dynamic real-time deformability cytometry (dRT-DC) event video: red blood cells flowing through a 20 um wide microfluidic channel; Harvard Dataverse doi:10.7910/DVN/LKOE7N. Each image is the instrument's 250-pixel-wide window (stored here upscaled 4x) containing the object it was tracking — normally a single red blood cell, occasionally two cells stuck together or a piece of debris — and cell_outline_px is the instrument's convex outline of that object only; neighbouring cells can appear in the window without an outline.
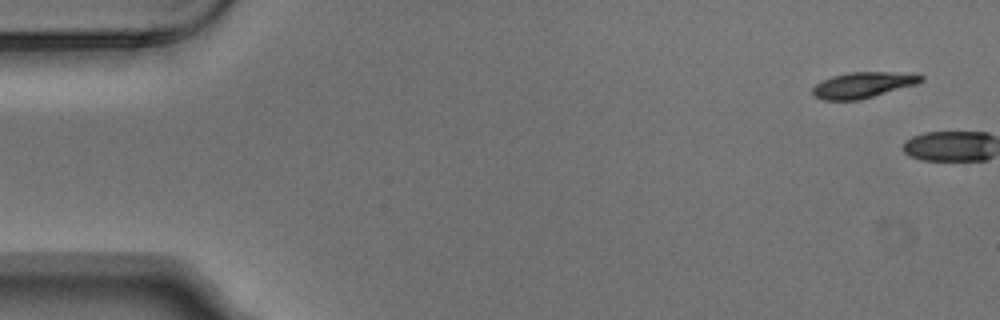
{"species": "Egyptian fruit bat (a non-hibernating species)", "species_latin": "Rousettus aegyptiacus", "temperature_condition": "warm", "stored_images_in_passage": 2, "camera_frame_rate_fps": 3000, "um_per_image_px": 0.085, "animal": {"sex": "male"}, "frame": {"image": 1, "passage_image": 1, "time_ms": 0.0, "image_size_px": [1000, 320], "cell_outline_px": [[924, 80], [916, 84], [860, 100], [824, 100], [812, 96], [812, 88], [816, 84], [832, 76], [852, 72], [888, 72], [924, 76]], "centroid_in_image_um": [73.3, 7.24], "position_along_channel_um": 11.7, "area_um2": 16.07}}